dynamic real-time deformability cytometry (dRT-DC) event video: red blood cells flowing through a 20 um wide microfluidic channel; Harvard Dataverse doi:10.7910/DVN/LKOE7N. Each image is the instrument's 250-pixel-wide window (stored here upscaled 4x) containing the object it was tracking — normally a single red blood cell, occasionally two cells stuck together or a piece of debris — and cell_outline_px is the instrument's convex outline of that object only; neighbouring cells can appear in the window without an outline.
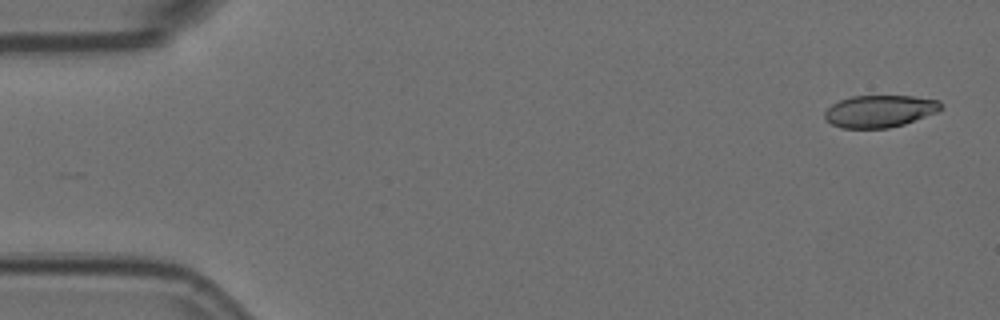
{"species": "Egyptian fruit bat (a non-hibernating species)", "species_latin": "Rousettus aegyptiacus", "temperature_condition": "room temperature", "stored_images_in_passage": 5, "camera_frame_rate_fps": 3000, "um_per_image_px": 0.085, "animal": {"sex": "female"}, "frame": {"image": 1, "passage_image": 1, "time_ms": 0.0, "image_size_px": [1000, 320], "cell_outline_px": [[940, 108], [936, 112], [904, 124], [888, 128], [840, 128], [824, 120], [824, 112], [832, 104], [840, 100], [852, 96], [912, 96], [940, 100]], "centroid_in_image_um": [74.72, 9.45], "position_along_channel_um": 10.3, "area_um2": 21.68}}
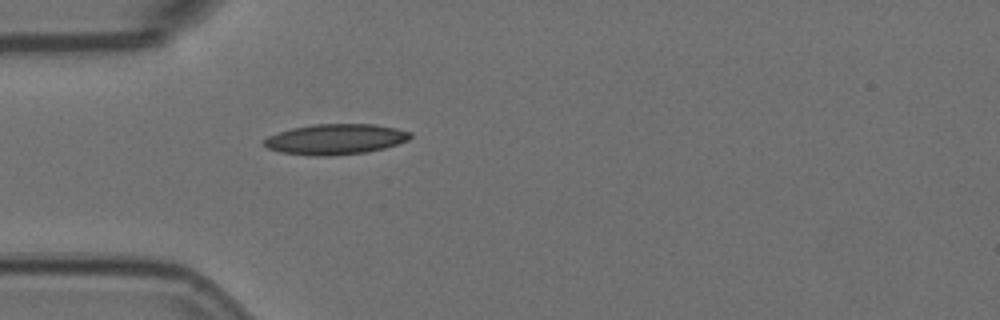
{"frame": {"image": 2, "passage_image": 5, "time_ms": 1.333, "image_size_px": [1000, 320], "cell_outline_px": [[412, 136], [408, 140], [384, 148], [364, 152], [332, 156], [312, 156], [280, 152], [268, 148], [264, 144], [264, 140], [268, 136], [292, 128], [312, 124], [372, 124], [396, 128], [412, 132]], "centroid_in_image_um": [28.52, 11.83], "position_along_channel_um": 56.5, "area_um2": 25.89}}